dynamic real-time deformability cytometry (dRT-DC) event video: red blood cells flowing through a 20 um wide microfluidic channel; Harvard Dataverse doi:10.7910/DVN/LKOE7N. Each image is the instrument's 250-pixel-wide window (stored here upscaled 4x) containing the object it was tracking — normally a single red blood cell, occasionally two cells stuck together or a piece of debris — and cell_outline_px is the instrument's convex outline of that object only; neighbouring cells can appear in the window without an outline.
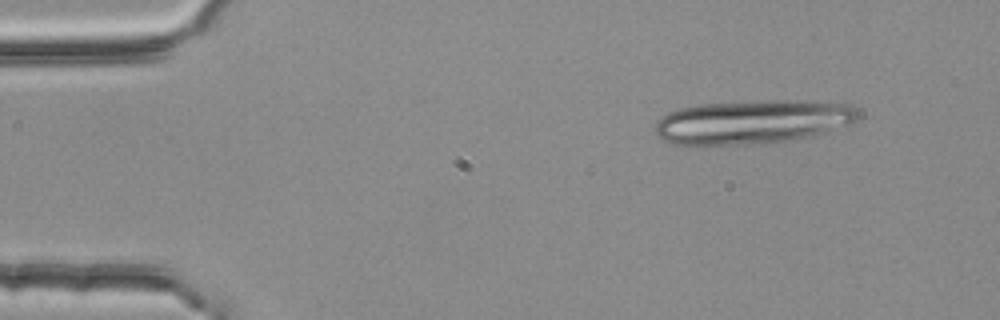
{"species": "common noctule bat (a hibernating species)", "species_latin": "Nyctalus noctula", "temperature_condition": "room temperature", "stored_images_in_passage": 4, "camera_frame_rate_fps": 3000, "um_per_image_px": 0.085, "animal": {"sex": "female", "body_mass_g": 25.1}, "frame": {"image": 1, "passage_image": 1, "time_ms": 0.0, "image_size_px": [1000, 320], "cell_outline_px": [[860, 112], [856, 120], [848, 124], [824, 132], [808, 136], [788, 140], [764, 144], [692, 148], [676, 144], [664, 140], [656, 136], [656, 120], [668, 112], [680, 108], [700, 104], [772, 100], [800, 100], [848, 104], [856, 108]], "centroid_in_image_um": [63.86, 10.39], "position_along_channel_um": 21.1, "area_um2": 52.89}}
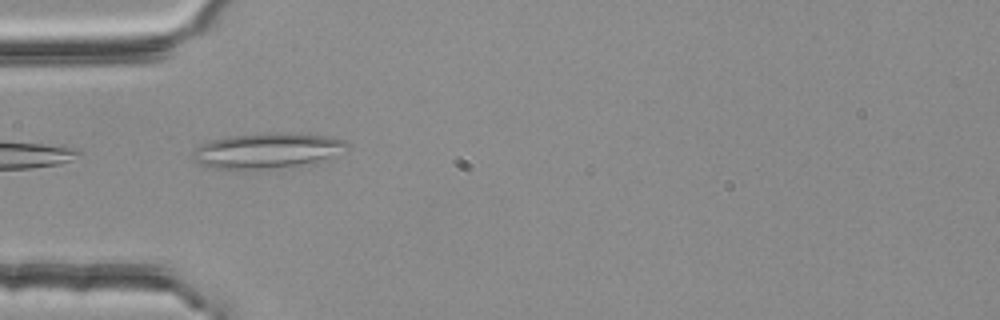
{"frame": {"image": 2, "passage_image": 4, "time_ms": 1.0, "image_size_px": [1000, 320], "cell_outline_px": [[348, 148], [328, 160], [316, 164], [288, 168], [212, 168], [200, 164], [192, 160], [192, 152], [200, 144], [208, 140], [228, 136], [268, 132], [288, 132], [328, 136], [344, 140], [348, 144]], "centroid_in_image_um": [22.77, 12.8], "position_along_channel_um": 62.2, "area_um2": 32.6}}